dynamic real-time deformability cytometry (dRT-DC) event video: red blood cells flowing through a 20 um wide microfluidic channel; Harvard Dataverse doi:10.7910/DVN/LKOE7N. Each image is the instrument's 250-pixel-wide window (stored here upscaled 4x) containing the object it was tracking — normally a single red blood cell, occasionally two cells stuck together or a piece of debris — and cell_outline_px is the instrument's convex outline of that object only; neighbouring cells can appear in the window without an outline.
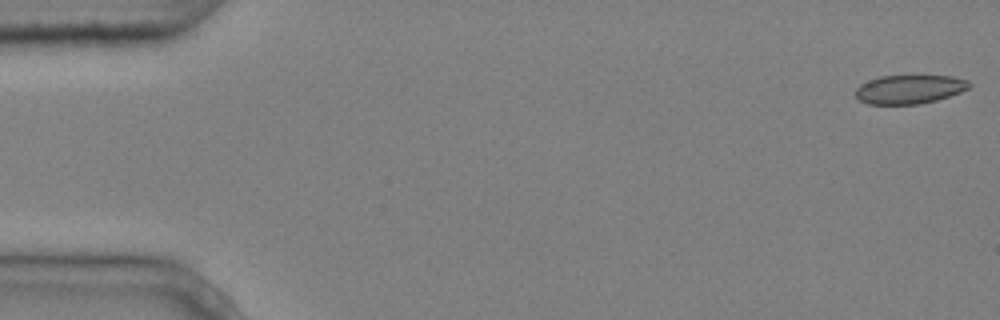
{"species": "common noctule bat (a hibernating species)", "species_latin": "Nyctalus noctula", "temperature_condition": "cold", "stored_images_in_passage": 4, "camera_frame_rate_fps": 3000, "um_per_image_px": 0.085, "animal": {"sex": "male", "body_mass_g": 20.4}, "frame": {"image": 1, "passage_image": 1, "time_ms": 0.0, "image_size_px": [1000, 320], "cell_outline_px": [[972, 84], [968, 88], [960, 92], [936, 100], [920, 104], [868, 104], [856, 100], [856, 88], [860, 84], [868, 80], [880, 76], [952, 76], [968, 80]], "centroid_in_image_um": [77.27, 7.59], "position_along_channel_um": 7.7, "area_um2": 19.13}}
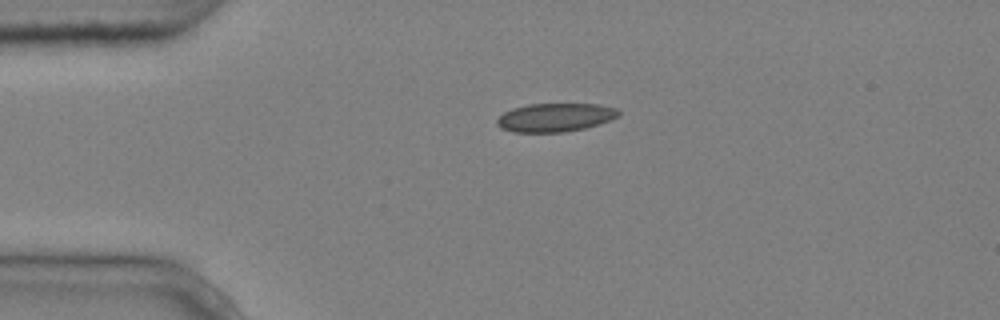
{"frame": {"image": 2, "passage_image": 4, "time_ms": 1.0, "image_size_px": [1000, 320], "cell_outline_px": [[620, 116], [584, 128], [564, 132], [512, 132], [500, 128], [496, 124], [496, 120], [504, 112], [512, 108], [528, 104], [600, 104], [616, 108], [620, 112]], "centroid_in_image_um": [47.16, 9.98], "position_along_channel_um": 37.8, "area_um2": 20.17}}